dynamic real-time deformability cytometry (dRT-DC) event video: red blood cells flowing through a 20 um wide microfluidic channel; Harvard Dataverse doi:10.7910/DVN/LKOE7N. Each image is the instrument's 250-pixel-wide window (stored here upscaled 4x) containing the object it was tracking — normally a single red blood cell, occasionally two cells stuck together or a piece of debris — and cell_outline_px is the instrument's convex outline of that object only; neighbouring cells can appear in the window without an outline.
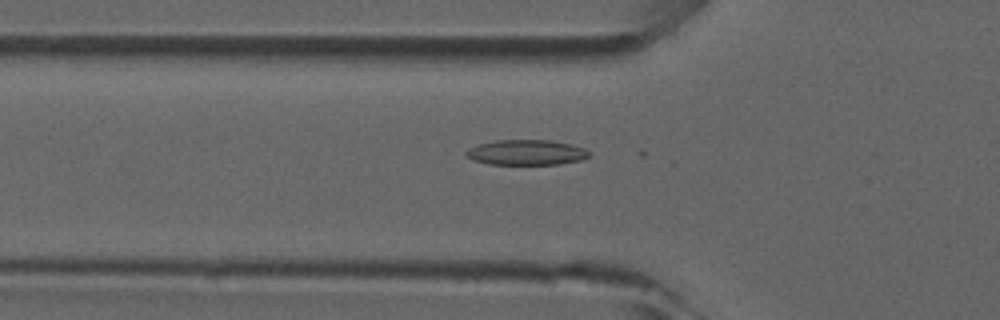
{"species": "common noctule bat (a hibernating species)", "species_latin": "Nyctalus noctula", "temperature_condition": "room temperature", "stored_images_in_passage": 19, "camera_frame_rate_fps": 3000, "um_per_image_px": 0.085, "animal": {"sex": "male", "forearm_length_mm": 52.5}, "frame": {"image": 1, "passage_image": 17, "time_ms": 5.333, "image_size_px": [1000, 320], "cell_outline_px": [[592, 156], [580, 160], [560, 164], [488, 164], [472, 160], [464, 152], [468, 148], [476, 144], [496, 140], [552, 140], [572, 144], [584, 148], [592, 152]], "centroid_in_image_um": [44.76, 12.95], "position_along_channel_um": 81.0, "area_um2": 18.38}}